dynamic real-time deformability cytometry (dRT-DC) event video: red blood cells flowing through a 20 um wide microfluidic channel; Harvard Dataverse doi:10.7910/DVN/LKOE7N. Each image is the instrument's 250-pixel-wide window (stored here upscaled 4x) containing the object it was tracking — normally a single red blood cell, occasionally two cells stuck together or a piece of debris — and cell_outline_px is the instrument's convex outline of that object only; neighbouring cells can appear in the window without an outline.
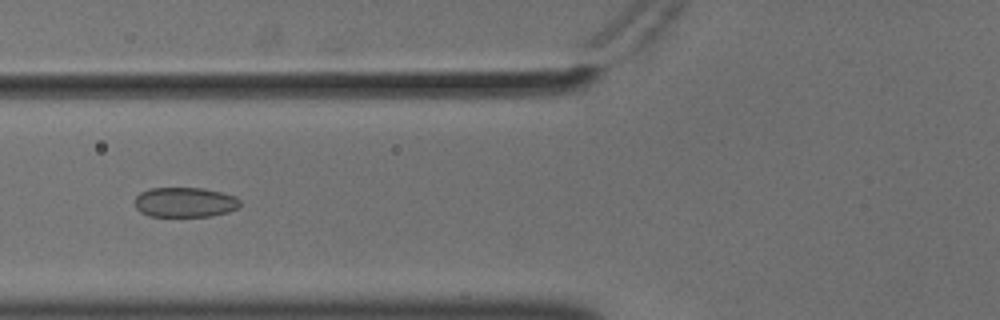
{"species": "common noctule bat (a hibernating species)", "species_latin": "Nyctalus noctula", "temperature_condition": "cold", "stored_images_in_passage": 53, "camera_frame_rate_fps": 3000, "um_per_image_px": 0.085, "animal": {"sex": "male", "body_mass_g": 18.8}, "frame": {"image": 1, "passage_image": 19, "time_ms": 6.0, "image_size_px": [1000, 320], "cell_outline_px": [[240, 208], [228, 212], [212, 216], [148, 216], [140, 212], [132, 204], [132, 200], [140, 192], [152, 188], [204, 188], [236, 196], [240, 200]], "centroid_in_image_um": [15.69, 17.19], "position_along_channel_um": 110.1, "area_um2": 18.67}}
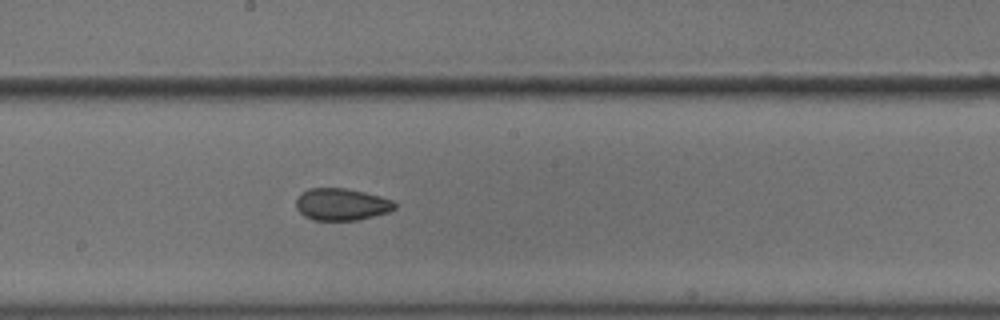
{"frame": {"image": 2, "passage_image": 28, "time_ms": 9.0, "image_size_px": [1000, 320], "cell_outline_px": [[396, 208], [388, 212], [356, 220], [316, 220], [304, 216], [296, 208], [296, 200], [308, 188], [348, 188], [380, 196], [392, 200], [396, 204]], "centroid_in_image_um": [29.04, 17.36], "position_along_channel_um": 219.2, "area_um2": 18.26}}
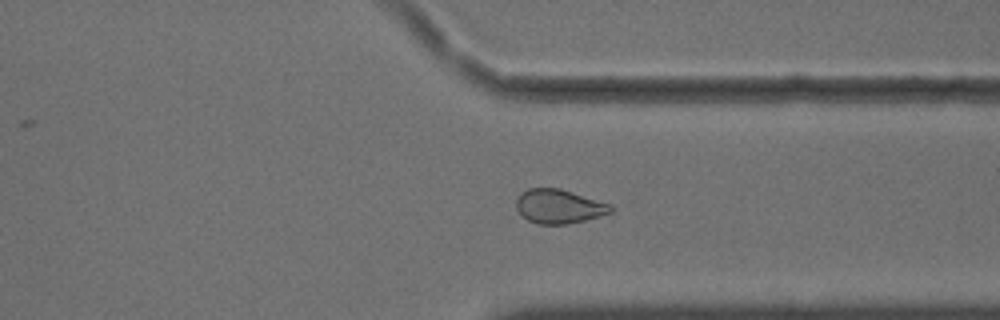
{"frame": {"image": 3, "passage_image": 40, "time_ms": 13.0, "image_size_px": [1000, 320], "cell_outline_px": [[616, 208], [612, 212], [600, 216], [568, 224], [536, 224], [528, 220], [516, 208], [516, 200], [520, 192], [528, 188], [560, 188], [612, 204]], "centroid_in_image_um": [47.54, 17.53], "position_along_channel_um": 363.9, "area_um2": 18.96}, "authors_computed_cell_mechanics": {"area_um2": 19.7098, "velocity_mm_per_s": 3.6196, "shape_relaxation_time_tau1_ms": 7.7194, "shape_relaxation_time_tau2_ms": 2.8279, "deformation_change_tau1": 0.1102, "deformation_change_tau2": 0.0636}}